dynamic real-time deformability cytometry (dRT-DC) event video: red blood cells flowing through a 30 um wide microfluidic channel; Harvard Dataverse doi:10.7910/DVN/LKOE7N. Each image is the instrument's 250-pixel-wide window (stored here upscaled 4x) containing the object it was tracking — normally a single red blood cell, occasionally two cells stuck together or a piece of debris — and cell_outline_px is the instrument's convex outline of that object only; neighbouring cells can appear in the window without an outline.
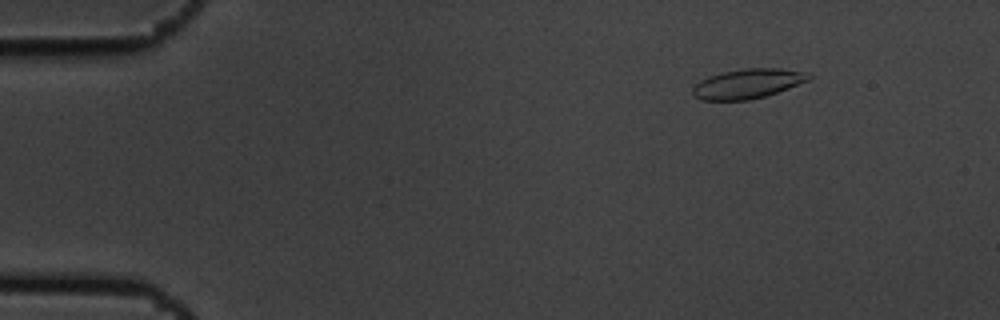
{"species": "common noctule bat (a hibernating species)", "species_latin": "Nyctalus noctula", "temperature_condition": "cold", "stored_images_in_passage": 4, "camera_frame_rate_fps": 3000, "um_per_image_px": 0.085, "animal": {"sex": "male", "body_mass_g": 19.5, "forearm_length_mm": 54.6}, "frame": {"image": 1, "passage_image": 2, "time_ms": 0.333, "image_size_px": [1000, 320], "cell_outline_px": [[812, 76], [808, 80], [788, 88], [764, 96], [748, 100], [700, 100], [692, 96], [692, 88], [700, 80], [708, 76], [724, 72], [744, 68], [776, 68], [812, 72]], "centroid_in_image_um": [63.54, 7.11], "position_along_channel_um": 21.5, "area_um2": 20.06}}